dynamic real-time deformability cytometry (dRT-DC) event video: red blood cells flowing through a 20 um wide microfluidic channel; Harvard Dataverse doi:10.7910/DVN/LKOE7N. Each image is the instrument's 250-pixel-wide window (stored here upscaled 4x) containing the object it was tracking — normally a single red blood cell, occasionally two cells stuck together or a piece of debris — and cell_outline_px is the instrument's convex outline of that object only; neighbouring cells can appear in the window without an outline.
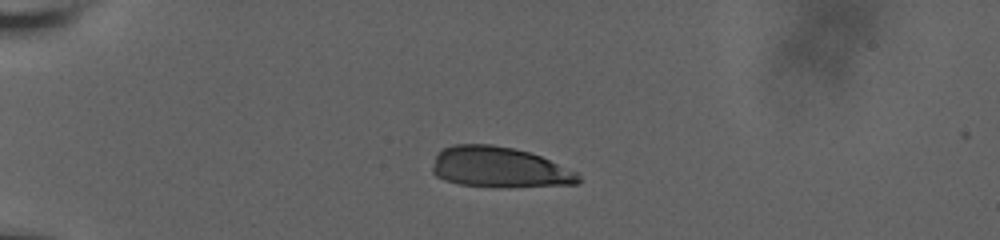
{"species": "human", "species_latin": "Homo sapiens", "temperature_condition": "room temperature", "stored_images_in_passage": 29, "camera_frame_rate_fps": 3000, "um_per_image_px": 0.085, "donor": {"sex": "male"}, "frame": {"image": 1, "passage_image": 13, "time_ms": 5.333, "image_size_px": [1000, 240], "cell_outline_px": [[580, 180], [576, 184], [508, 188], [460, 184], [444, 180], [436, 176], [432, 172], [432, 168], [436, 156], [444, 148], [452, 144], [492, 144], [532, 152], [576, 172], [580, 176]], "centroid_in_image_um": [42.44, 14.23], "position_along_channel_um": 42.6, "area_um2": 34.68}}
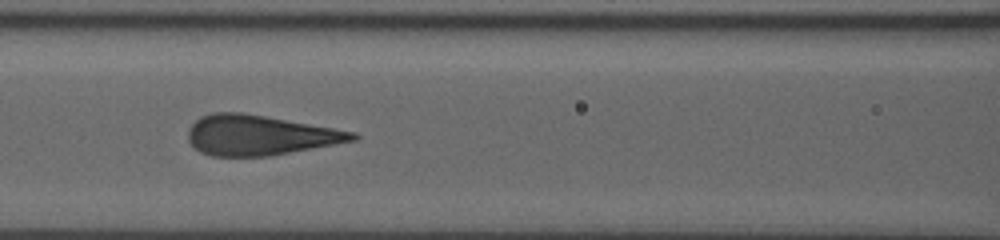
{"frame": {"image": 2, "passage_image": 24, "time_ms": 9.333, "image_size_px": [1000, 240], "cell_outline_px": [[360, 136], [356, 140], [268, 156], [212, 156], [200, 152], [188, 140], [188, 128], [200, 116], [212, 112], [244, 112], [356, 132]], "centroid_in_image_um": [22.04, 11.48], "position_along_channel_um": 144.6, "area_um2": 38.26}}
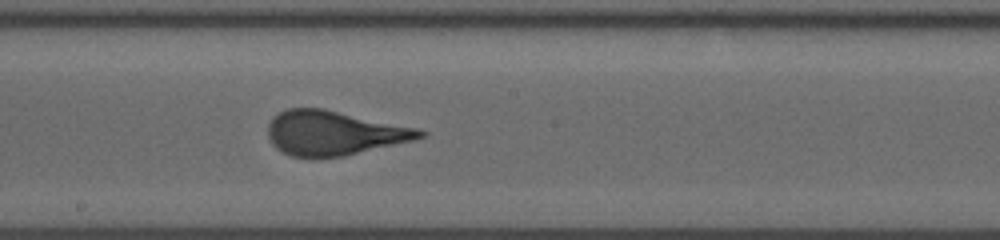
{"frame": {"image": 3, "passage_image": 29, "time_ms": 11.333, "image_size_px": [1000, 240], "cell_outline_px": [[428, 132], [424, 136], [412, 140], [344, 156], [292, 156], [280, 152], [272, 144], [268, 136], [268, 124], [272, 116], [288, 108], [324, 108], [416, 128]], "centroid_in_image_um": [28.33, 11.29], "position_along_channel_um": 219.9, "area_um2": 38.9}}